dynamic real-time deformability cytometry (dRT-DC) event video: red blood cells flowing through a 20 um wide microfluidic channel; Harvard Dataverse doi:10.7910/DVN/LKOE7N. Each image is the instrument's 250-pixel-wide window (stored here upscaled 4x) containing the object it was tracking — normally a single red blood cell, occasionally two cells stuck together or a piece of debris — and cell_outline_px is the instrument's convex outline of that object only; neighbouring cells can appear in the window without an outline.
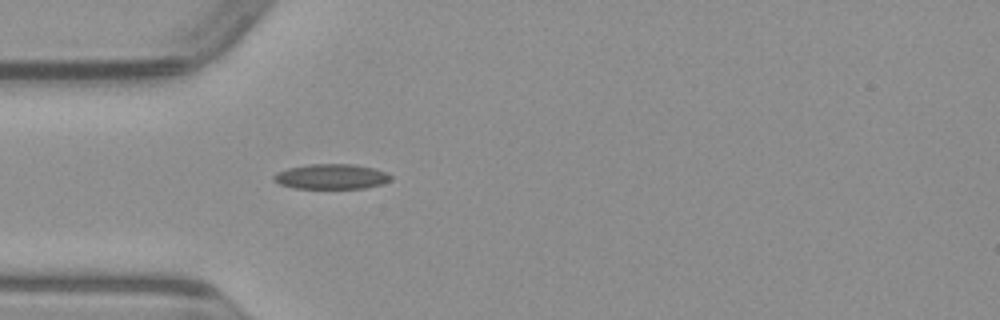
{"species": "common noctule bat (a hibernating species)", "species_latin": "Nyctalus noctula", "temperature_condition": "warm", "stored_images_in_passage": 37, "camera_frame_rate_fps": 3000, "um_per_image_px": 0.085, "animal": {"sex": "male", "body_mass_g": 23.1, "forearm_length_mm": 52.7}, "frame": {"image": 1, "passage_image": 1, "time_ms": 0.0, "image_size_px": [1000, 320], "cell_outline_px": [[392, 180], [380, 184], [364, 188], [296, 188], [280, 184], [272, 180], [272, 176], [276, 172], [288, 168], [308, 164], [352, 164], [372, 168], [388, 172], [392, 176]], "centroid_in_image_um": [28.15, 15.0], "position_along_channel_um": 56.9, "area_um2": 17.11}}
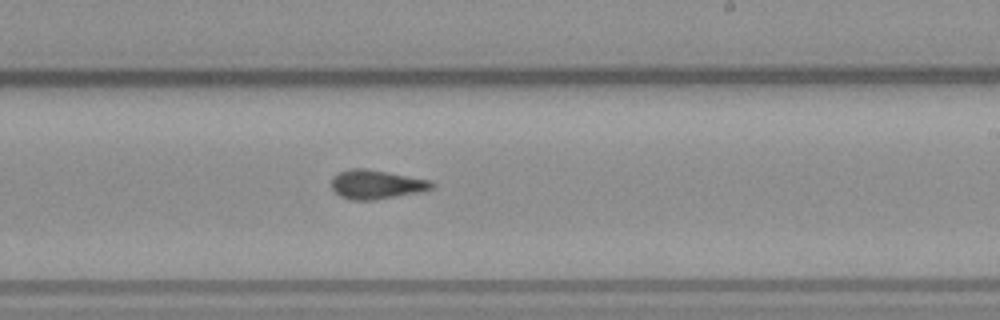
{"frame": {"image": 2, "passage_image": 16, "time_ms": 5.0, "image_size_px": [1000, 320], "cell_outline_px": [[436, 184], [432, 188], [420, 192], [376, 200], [352, 200], [340, 196], [332, 188], [332, 176], [348, 168], [368, 168], [432, 180]], "centroid_in_image_um": [32.01, 15.67], "position_along_channel_um": 257.0, "area_um2": 17.22}}
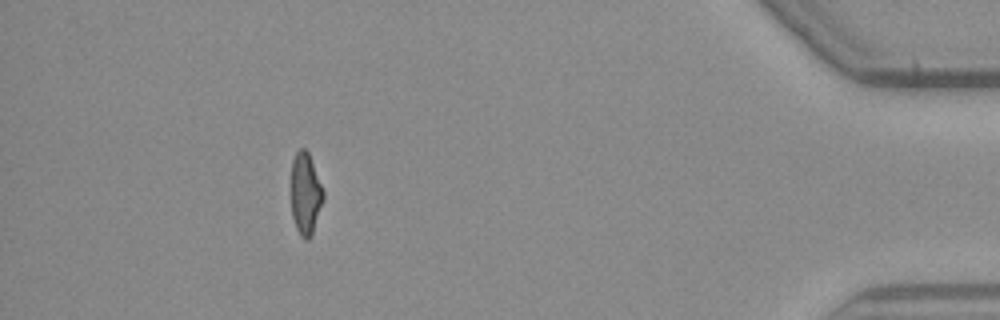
{"frame": {"image": 3, "passage_image": 32, "time_ms": 10.333, "image_size_px": [1000, 320], "cell_outline_px": [[324, 200], [312, 232], [308, 240], [304, 240], [300, 236], [296, 228], [292, 216], [292, 160], [296, 152], [300, 148], [304, 148], [308, 152], [324, 192]], "centroid_in_image_um": [25.97, 16.48], "position_along_channel_um": 409.2, "area_um2": 15.14}}